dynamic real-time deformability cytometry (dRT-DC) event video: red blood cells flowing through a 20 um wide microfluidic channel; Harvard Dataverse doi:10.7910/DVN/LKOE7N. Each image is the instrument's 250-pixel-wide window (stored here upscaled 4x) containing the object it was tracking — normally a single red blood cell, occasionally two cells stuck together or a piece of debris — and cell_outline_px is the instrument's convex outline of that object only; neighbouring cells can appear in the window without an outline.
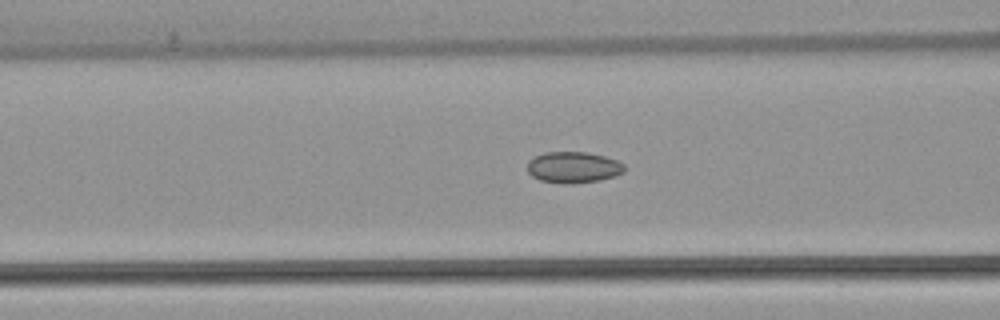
{"species": "common noctule bat (a hibernating species)", "species_latin": "Nyctalus noctula", "temperature_condition": "warm", "stored_images_in_passage": 27, "camera_frame_rate_fps": 3000, "um_per_image_px": 0.085, "animal": {"sex": "female", "body_mass_g": 22.7, "forearm_length_mm": 54.2}, "frame": {"image": 1, "passage_image": 6, "time_ms": 1.667, "image_size_px": [1000, 320], "cell_outline_px": [[624, 172], [616, 176], [600, 180], [568, 184], [540, 180], [532, 176], [528, 172], [528, 160], [544, 152], [588, 152], [604, 156], [616, 160], [624, 164]], "centroid_in_image_um": [48.74, 14.22], "position_along_channel_um": 117.9, "area_um2": 17.63}}
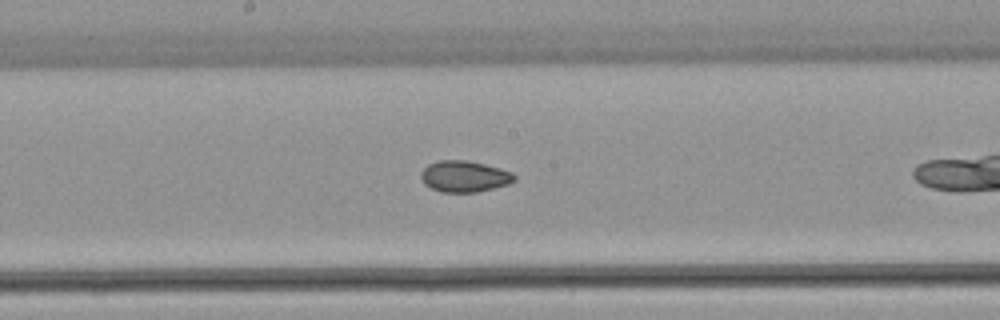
{"frame": {"image": 2, "passage_image": 13, "time_ms": 4.0, "image_size_px": [1000, 320], "cell_outline_px": [[516, 180], [508, 184], [476, 192], [440, 192], [424, 184], [420, 176], [420, 172], [428, 164], [440, 160], [464, 160], [484, 164], [512, 172], [516, 176]], "centroid_in_image_um": [39.45, 14.99], "position_along_channel_um": 208.7, "area_um2": 16.94}}
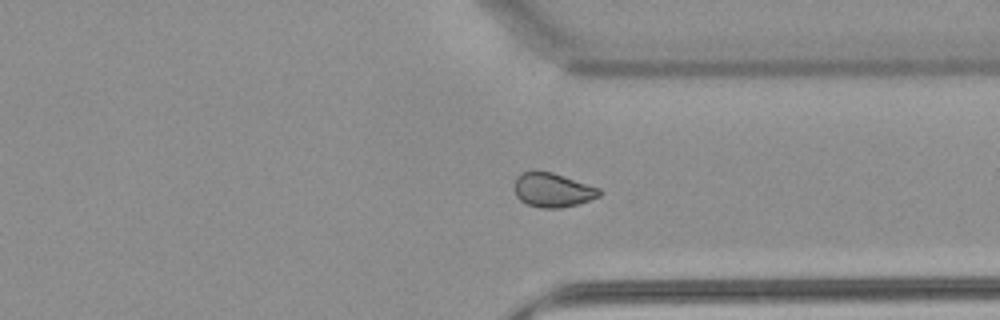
{"frame": {"image": 3, "passage_image": 25, "time_ms": 8.0, "image_size_px": [1000, 320], "cell_outline_px": [[600, 196], [576, 204], [560, 208], [544, 208], [528, 204], [520, 200], [516, 196], [516, 176], [520, 172], [552, 172], [600, 188]], "centroid_in_image_um": [46.98, 16.15], "position_along_channel_um": 364.4, "area_um2": 16.53}}